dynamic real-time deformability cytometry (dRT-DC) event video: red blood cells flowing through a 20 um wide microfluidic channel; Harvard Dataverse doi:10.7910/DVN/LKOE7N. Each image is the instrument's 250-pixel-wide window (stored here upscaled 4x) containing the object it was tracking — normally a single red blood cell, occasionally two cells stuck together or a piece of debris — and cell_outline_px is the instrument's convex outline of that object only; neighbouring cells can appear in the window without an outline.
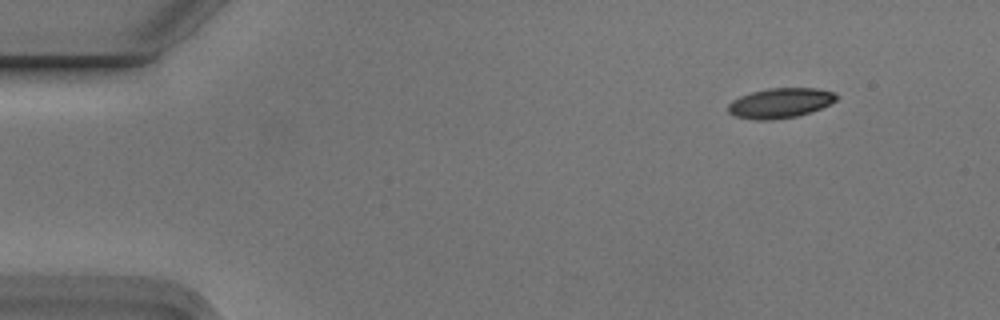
{"species": "Egyptian fruit bat (a non-hibernating species)", "species_latin": "Rousettus aegyptiacus", "temperature_condition": "cold", "stored_images_in_passage": 4, "camera_frame_rate_fps": 3000, "um_per_image_px": 0.085, "animal": {"sex": "male"}, "frame": {"image": 1, "passage_image": 1, "time_ms": 0.0, "image_size_px": [1000, 320], "cell_outline_px": [[840, 96], [836, 100], [820, 108], [796, 116], [768, 120], [756, 120], [736, 116], [728, 112], [728, 104], [732, 100], [740, 96], [752, 92], [768, 88], [816, 88], [836, 92]], "centroid_in_image_um": [66.32, 8.74], "position_along_channel_um": 18.7, "area_um2": 18.79}}